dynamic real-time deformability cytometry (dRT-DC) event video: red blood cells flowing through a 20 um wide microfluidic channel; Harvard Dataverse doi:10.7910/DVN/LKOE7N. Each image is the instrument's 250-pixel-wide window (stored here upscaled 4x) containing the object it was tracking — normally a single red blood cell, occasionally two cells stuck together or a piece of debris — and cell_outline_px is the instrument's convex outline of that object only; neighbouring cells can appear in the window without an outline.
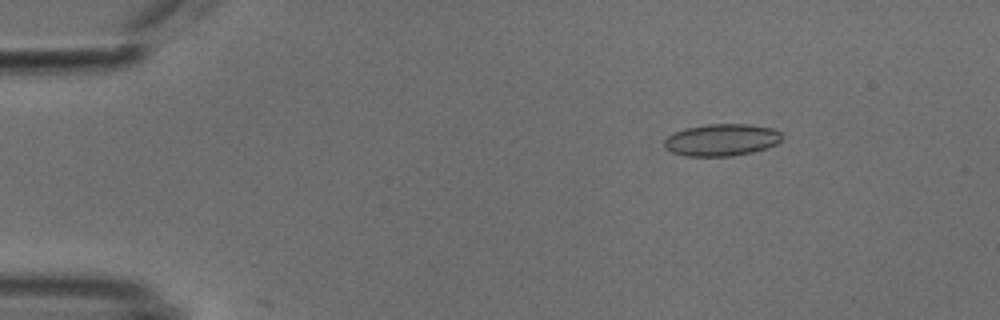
{"species": "common noctule bat (a hibernating species)", "species_latin": "Nyctalus noctula", "temperature_condition": "cold", "stored_images_in_passage": 9, "camera_frame_rate_fps": 3000, "um_per_image_px": 0.085, "animal": {"sex": "male", "body_mass_g": 18.8}, "frame": {"image": 1, "passage_image": 8, "time_ms": 2.333, "image_size_px": [1000, 320], "cell_outline_px": [[784, 136], [776, 144], [752, 152], [732, 156], [684, 156], [672, 152], [664, 148], [664, 140], [668, 136], [684, 128], [708, 124], [748, 124], [772, 128], [780, 132]], "centroid_in_image_um": [61.32, 11.89], "position_along_channel_um": 23.7, "area_um2": 21.96}}